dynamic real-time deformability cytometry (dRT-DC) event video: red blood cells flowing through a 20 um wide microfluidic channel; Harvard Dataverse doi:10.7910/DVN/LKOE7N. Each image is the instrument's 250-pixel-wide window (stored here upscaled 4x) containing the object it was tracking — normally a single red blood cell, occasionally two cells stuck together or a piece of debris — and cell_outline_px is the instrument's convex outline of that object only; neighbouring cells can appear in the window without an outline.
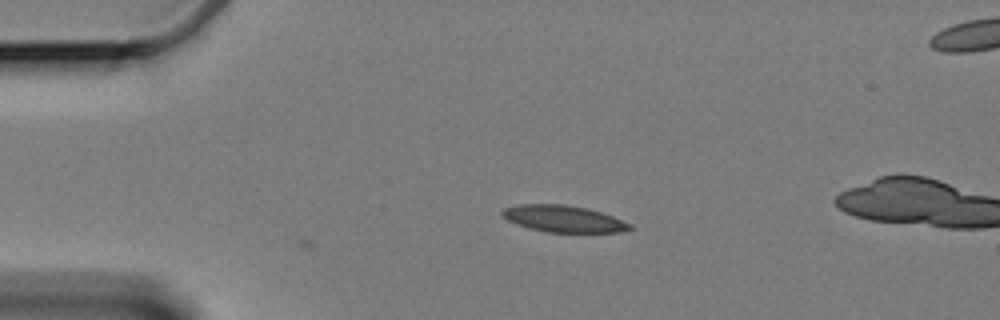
{"species": "Egyptian fruit bat (a non-hibernating species)", "species_latin": "Rousettus aegyptiacus", "temperature_condition": "cold", "stored_images_in_passage": 2, "camera_frame_rate_fps": 3000, "um_per_image_px": 0.085, "animal": {"sex": "female"}, "frame": {"image": 1, "passage_image": 2, "time_ms": 0.333, "image_size_px": [1000, 320], "cell_outline_px": [[636, 228], [620, 232], [548, 232], [528, 228], [516, 224], [508, 220], [500, 212], [504, 208], [516, 204], [564, 204], [588, 208], [612, 216], [632, 224]], "centroid_in_image_um": [47.91, 18.59], "position_along_channel_um": 37.1, "area_um2": 19.94}}